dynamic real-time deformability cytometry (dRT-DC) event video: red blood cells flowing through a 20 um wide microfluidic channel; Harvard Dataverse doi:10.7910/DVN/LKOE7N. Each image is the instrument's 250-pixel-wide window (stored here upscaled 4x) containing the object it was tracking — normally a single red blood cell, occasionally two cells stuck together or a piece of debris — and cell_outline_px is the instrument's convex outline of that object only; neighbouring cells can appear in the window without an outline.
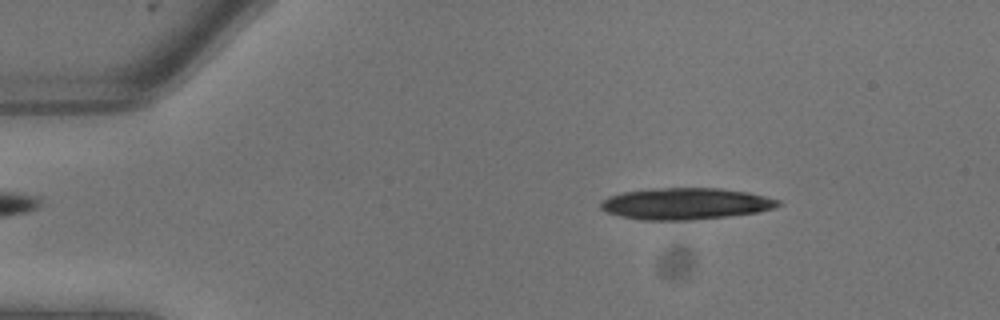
{"species": "common noctule bat (a hibernating species)", "species_latin": "Nyctalus noctula", "temperature_condition": "warm", "stored_images_in_passage": 8, "camera_frame_rate_fps": 3000, "um_per_image_px": 0.085, "animal": {"sex": "male", "body_mass_g": 13.3}, "frame": {"image": 1, "passage_image": 3, "time_ms": 0.667, "image_size_px": [1000, 320], "cell_outline_px": [[784, 204], [776, 208], [756, 212], [732, 216], [692, 220], [640, 220], [620, 216], [608, 212], [600, 208], [600, 200], [608, 196], [624, 192], [652, 188], [720, 188], [748, 192], [780, 200]], "centroid_in_image_um": [58.29, 17.31], "position_along_channel_um": 26.7, "area_um2": 32.95}}
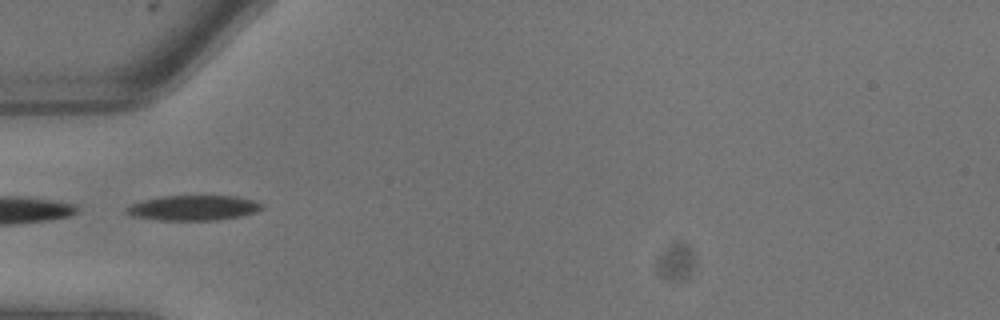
{"frame": {"image": 2, "passage_image": 7, "time_ms": 2.0, "image_size_px": [1000, 320], "cell_outline_px": [[264, 208], [256, 212], [240, 216], [220, 220], [160, 220], [132, 216], [124, 212], [124, 208], [132, 204], [144, 200], [160, 196], [236, 196], [252, 200], [264, 204]], "centroid_in_image_um": [16.44, 17.67], "position_along_channel_um": 68.6, "area_um2": 19.88}}